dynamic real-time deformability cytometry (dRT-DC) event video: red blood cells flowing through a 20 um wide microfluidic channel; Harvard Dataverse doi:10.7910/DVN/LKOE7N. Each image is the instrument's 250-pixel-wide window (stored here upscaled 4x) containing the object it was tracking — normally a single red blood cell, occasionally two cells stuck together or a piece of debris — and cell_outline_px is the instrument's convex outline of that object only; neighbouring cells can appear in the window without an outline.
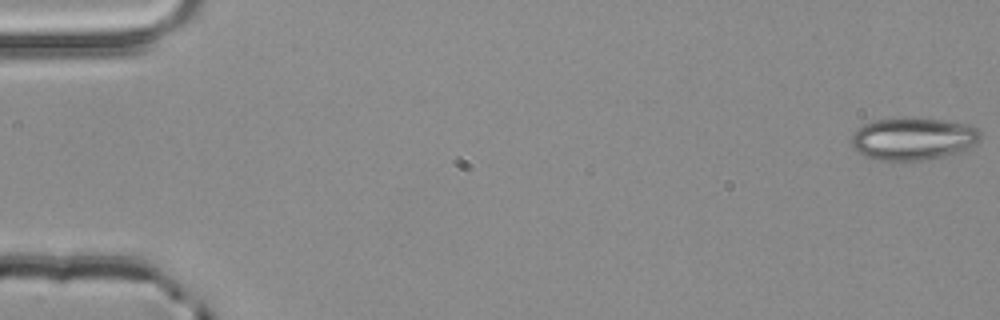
{"species": "common noctule bat (a hibernating species)", "species_latin": "Nyctalus noctula", "temperature_condition": "room temperature", "stored_images_in_passage": 54, "camera_frame_rate_fps": 3000, "um_per_image_px": 0.085, "animal": {"sex": "male", "body_mass_g": 20.4}, "frame": {"image": 1, "passage_image": 1, "time_ms": 0.0, "image_size_px": [1000, 320], "cell_outline_px": [[980, 140], [976, 144], [968, 148], [940, 156], [924, 160], [880, 160], [868, 156], [852, 148], [852, 136], [856, 128], [864, 124], [876, 120], [904, 116], [912, 116], [944, 120], [972, 124], [980, 132]], "centroid_in_image_um": [77.62, 11.75], "position_along_channel_um": 7.4, "area_um2": 32.08}}
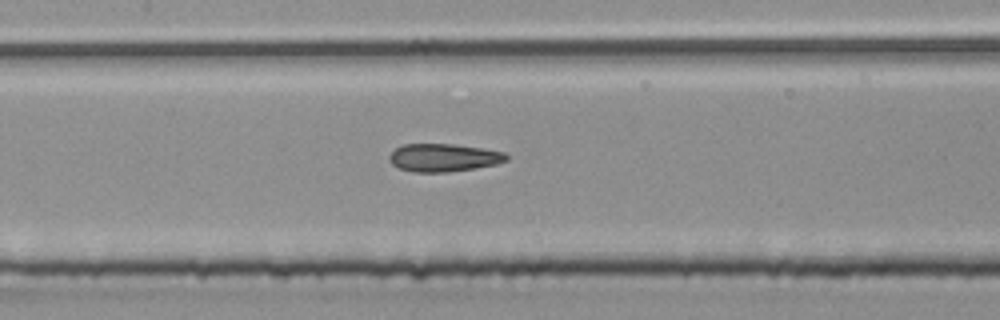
{"frame": {"image": 2, "passage_image": 26, "time_ms": 8.333, "image_size_px": [1000, 320], "cell_outline_px": [[508, 160], [496, 164], [476, 168], [448, 172], [412, 172], [400, 168], [392, 164], [388, 156], [396, 148], [404, 144], [452, 144], [508, 152]], "centroid_in_image_um": [37.73, 13.4], "position_along_channel_um": 169.7, "area_um2": 19.07}}
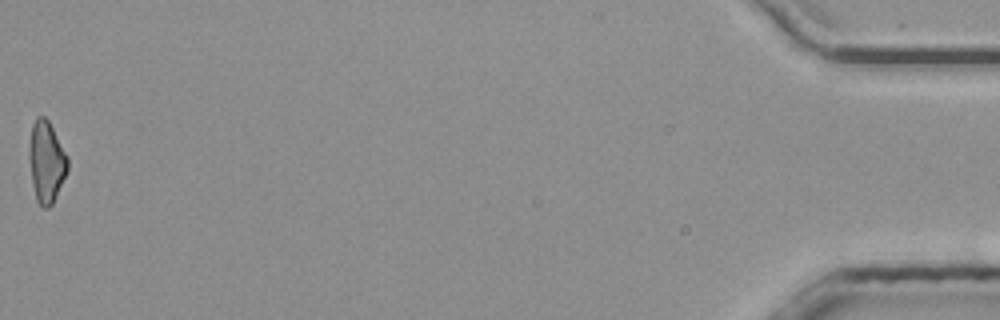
{"frame": {"image": 3, "passage_image": 54, "time_ms": 17.667, "image_size_px": [1000, 320], "cell_outline_px": [[68, 172], [52, 204], [48, 208], [44, 208], [36, 200], [32, 184], [28, 156], [28, 152], [32, 124], [36, 116], [44, 116], [48, 120], [68, 156]], "centroid_in_image_um": [3.94, 13.75], "position_along_channel_um": 431.3, "area_um2": 18.44}, "authors_computed_cell_mechanics": {"area_um2": 19.1029, "velocity_mm_per_s": 3.9272, "shape_relaxation_time_tau1_ms": null, "shape_relaxation_time_tau2_ms": 2.9177, "deformation_change_tau1": null, "deformation_change_tau2": 0.1298}}